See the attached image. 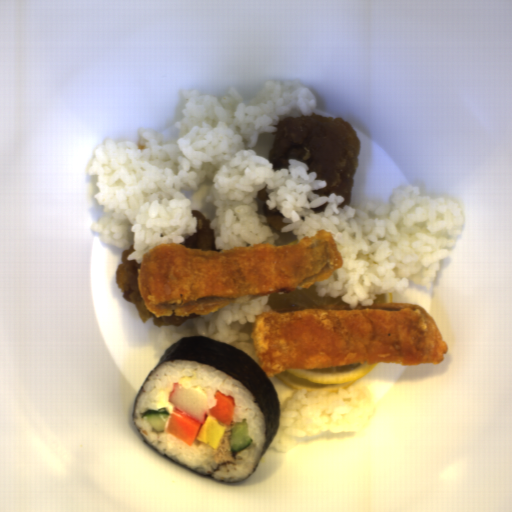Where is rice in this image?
I'll return each mask as SVG.
<instances>
[{
	"label": "rice",
	"mask_w": 512,
	"mask_h": 512,
	"mask_svg": "<svg viewBox=\"0 0 512 512\" xmlns=\"http://www.w3.org/2000/svg\"><path fill=\"white\" fill-rule=\"evenodd\" d=\"M375 413L374 401L358 387L319 392L296 389L279 410L278 430L268 447L282 453L301 436L360 432Z\"/></svg>",
	"instance_id": "8eca5e8b"
},
{
	"label": "rice",
	"mask_w": 512,
	"mask_h": 512,
	"mask_svg": "<svg viewBox=\"0 0 512 512\" xmlns=\"http://www.w3.org/2000/svg\"><path fill=\"white\" fill-rule=\"evenodd\" d=\"M272 295L240 297L214 312L190 318L182 325H166L165 334L173 345L183 337L214 339L236 347L258 364L252 325L258 316L274 310L268 306Z\"/></svg>",
	"instance_id": "acb35da6"
},
{
	"label": "rice",
	"mask_w": 512,
	"mask_h": 512,
	"mask_svg": "<svg viewBox=\"0 0 512 512\" xmlns=\"http://www.w3.org/2000/svg\"><path fill=\"white\" fill-rule=\"evenodd\" d=\"M178 135L141 129L138 143L103 141L88 171L96 177L95 200L104 213L91 225L102 244L142 264L161 244L185 243L198 225V210L210 221L216 252L255 244L279 245L331 233L343 265L317 282L318 297H341L348 306H372L376 295L395 297L408 285L429 289L464 227L461 204L398 186L388 203L342 204L345 197L319 196L325 180L308 166L287 160L274 170L269 152L280 120L316 115L317 100L299 82L268 80L256 98L229 89L223 98L181 89ZM266 189L269 209L286 226L270 227L257 200Z\"/></svg>",
	"instance_id": "652b925c"
},
{
	"label": "rice",
	"mask_w": 512,
	"mask_h": 512,
	"mask_svg": "<svg viewBox=\"0 0 512 512\" xmlns=\"http://www.w3.org/2000/svg\"><path fill=\"white\" fill-rule=\"evenodd\" d=\"M177 383L204 390L209 396L208 408L214 406L216 392L233 396L236 408L217 449L197 439L191 446L185 444L165 430L156 432L143 419L142 415L148 409L170 415L175 408L168 399ZM244 418L249 423V437L253 440L243 450L230 451L229 432ZM133 419L145 441L162 455L221 483L245 481L257 467L267 443L265 417L251 391L218 368L184 359L164 361L153 371L136 401Z\"/></svg>",
	"instance_id": "023b6e5f"
}]
</instances>
